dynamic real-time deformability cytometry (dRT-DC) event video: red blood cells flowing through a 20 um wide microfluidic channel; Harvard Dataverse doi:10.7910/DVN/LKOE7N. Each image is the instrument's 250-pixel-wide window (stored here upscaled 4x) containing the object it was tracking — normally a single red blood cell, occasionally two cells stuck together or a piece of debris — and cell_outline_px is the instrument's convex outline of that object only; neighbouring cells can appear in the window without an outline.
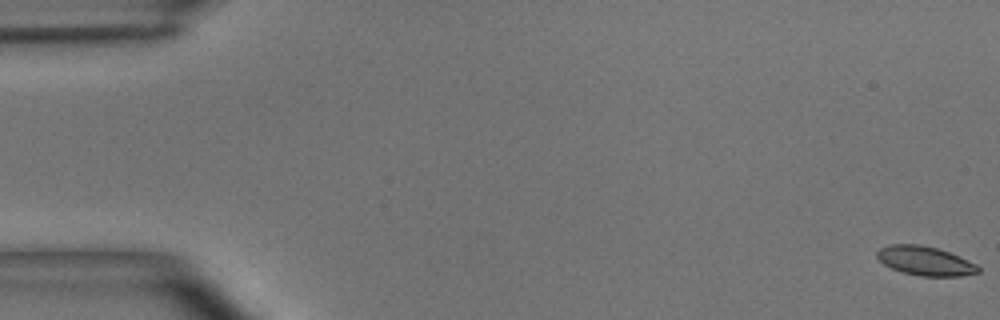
{"species": "common noctule bat (a hibernating species)", "species_latin": "Nyctalus noctula", "temperature_condition": "room temperature", "stored_images_in_passage": 56, "camera_frame_rate_fps": 3000, "um_per_image_px": 0.085, "animal": {"sex": "male", "body_mass_g": 15.6}, "frame": {"image": 1, "passage_image": 1, "time_ms": 0.0, "image_size_px": [1000, 320], "cell_outline_px": [[980, 272], [960, 276], [920, 276], [904, 272], [892, 268], [884, 264], [876, 256], [876, 252], [880, 248], [888, 244], [920, 244], [936, 248], [948, 252], [968, 260], [976, 264], [980, 268]], "centroid_in_image_um": [78.63, 22.17], "position_along_channel_um": 6.4, "area_um2": 17.05}}
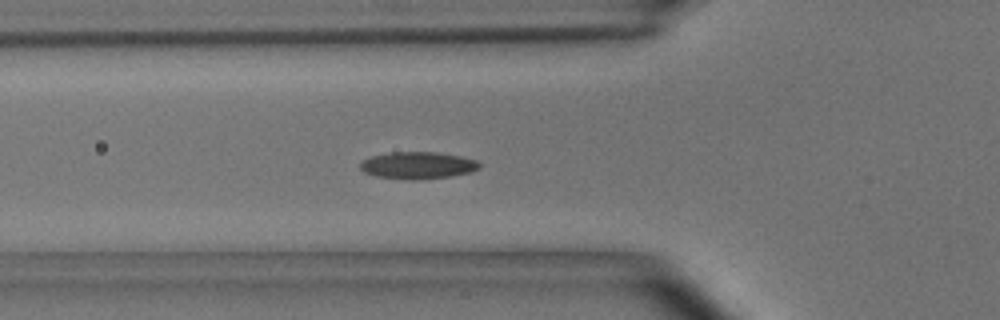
{"frame": {"image": 2, "passage_image": 20, "time_ms": 6.333, "image_size_px": [1000, 320], "cell_outline_px": [[480, 168], [472, 172], [452, 176], [420, 180], [412, 180], [376, 176], [364, 172], [360, 168], [360, 164], [364, 160], [372, 156], [392, 152], [436, 152], [460, 156], [476, 160], [480, 164]], "centroid_in_image_um": [35.54, 14.06], "position_along_channel_um": 90.3, "area_um2": 18.79}}
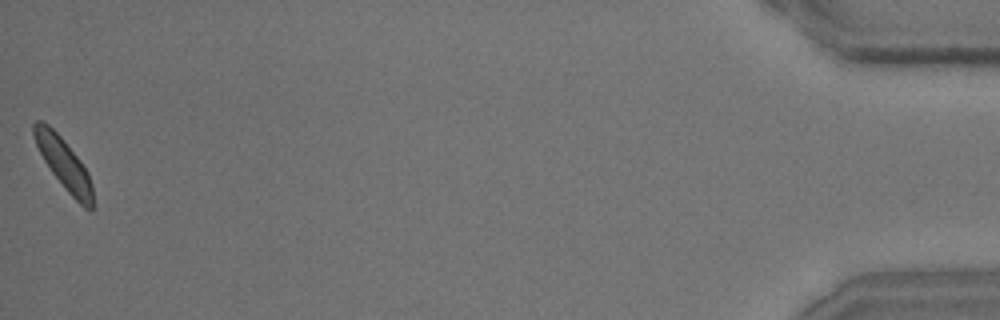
{"frame": {"image": 3, "passage_image": 56, "time_ms": 18.333, "image_size_px": [1000, 320], "cell_outline_px": [[92, 212], [84, 208], [64, 188], [52, 172], [44, 160], [36, 144], [32, 132], [32, 124], [36, 120], [40, 120], [48, 124], [64, 140], [80, 160], [88, 172], [92, 184]], "centroid_in_image_um": [5.42, 13.9], "position_along_channel_um": 429.8, "area_um2": 17.34}, "authors_computed_cell_mechanics": {"area_um2": 17.6001, "velocity_mm_per_s": 3.6231, "shape_relaxation_time_tau1_ms": 3.389, "shape_relaxation_time_tau2_ms": 2.5195, "deformation_change_tau1": 0.1133, "deformation_change_tau2": 0.0712}}